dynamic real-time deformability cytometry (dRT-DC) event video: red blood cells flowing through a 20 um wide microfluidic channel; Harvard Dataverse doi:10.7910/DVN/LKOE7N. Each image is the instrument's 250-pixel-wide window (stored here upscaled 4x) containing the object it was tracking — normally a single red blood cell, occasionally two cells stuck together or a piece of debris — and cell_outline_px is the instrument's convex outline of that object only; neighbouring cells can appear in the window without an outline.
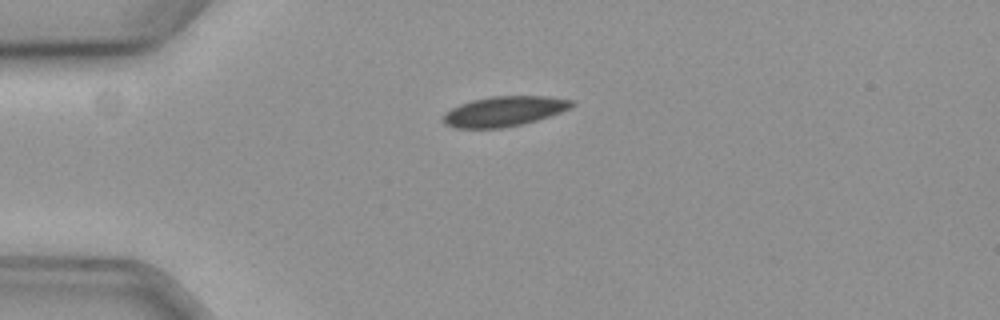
{"species": "common noctule bat (a hibernating species)", "species_latin": "Nyctalus noctula", "temperature_condition": "cold", "stored_images_in_passage": 44, "camera_frame_rate_fps": 3000, "um_per_image_px": 0.085, "animal": {"sex": "female", "body_mass_g": 19.3, "forearm_length_mm": 54.1}, "frame": {"image": 1, "passage_image": 1, "time_ms": 0.0, "image_size_px": [1000, 320], "cell_outline_px": [[576, 104], [560, 112], [536, 120], [520, 124], [500, 128], [456, 128], [444, 124], [444, 112], [460, 104], [472, 100], [492, 96], [548, 96], [572, 100]], "centroid_in_image_um": [42.83, 9.45], "position_along_channel_um": 42.2, "area_um2": 22.25}}
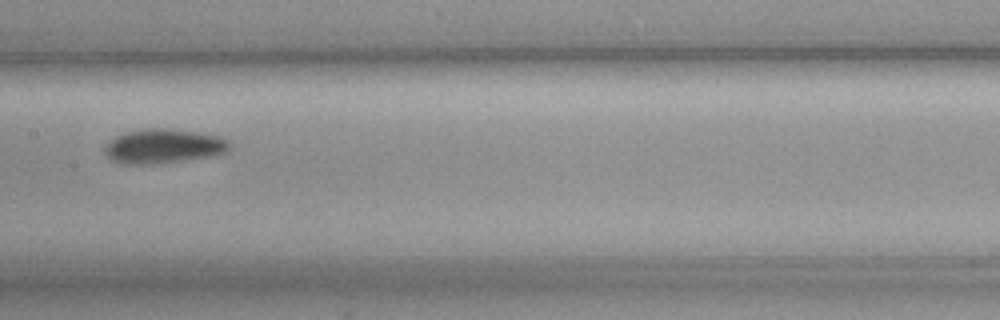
{"frame": {"image": 2, "passage_image": 16, "time_ms": 5.0, "image_size_px": [1000, 320], "cell_outline_px": [[228, 152], [156, 164], [128, 164], [112, 160], [104, 152], [104, 148], [116, 136], [128, 132], [148, 128], [164, 128], [220, 136], [228, 140]], "centroid_in_image_um": [13.87, 12.42], "position_along_channel_um": 193.5, "area_um2": 24.22}}
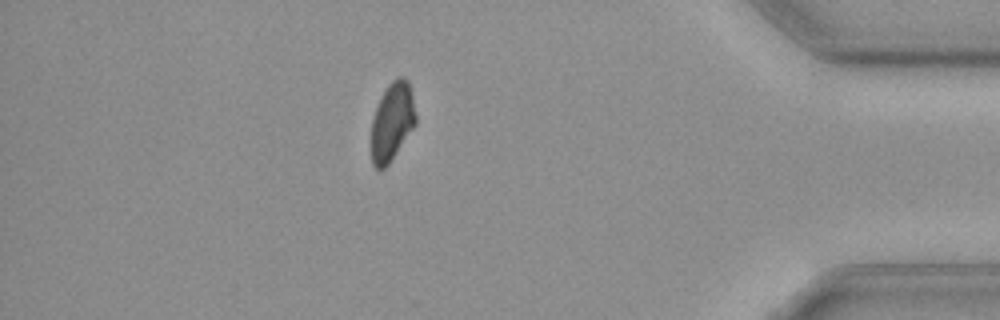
{"frame": {"image": 3, "passage_image": 37, "time_ms": 12.0, "image_size_px": [1000, 320], "cell_outline_px": [[416, 124], [388, 164], [384, 168], [376, 168], [372, 164], [372, 116], [380, 96], [388, 84], [396, 76], [404, 76], [408, 80], [412, 92], [416, 116]], "centroid_in_image_um": [33.34, 10.27], "position_along_channel_um": 401.9, "area_um2": 20.35}, "authors_computed_cell_mechanics": {"area_um2": 22.5131, "velocity_mm_per_s": 3.5812, "shape_relaxation_time_tau1_ms": 5.3379, "shape_relaxation_time_tau2_ms": null, "deformation_change_tau1": 0.0904, "deformation_change_tau2": null}}